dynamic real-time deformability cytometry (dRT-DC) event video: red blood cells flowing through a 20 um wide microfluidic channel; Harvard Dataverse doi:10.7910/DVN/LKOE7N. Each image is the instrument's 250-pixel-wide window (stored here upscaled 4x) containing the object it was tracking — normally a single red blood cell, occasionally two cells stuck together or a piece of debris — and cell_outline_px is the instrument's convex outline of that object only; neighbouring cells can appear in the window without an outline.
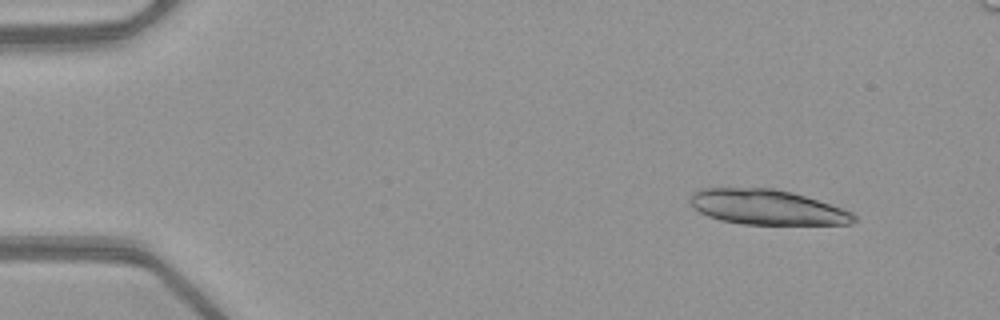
{"species": "common noctule bat (a hibernating species)", "species_latin": "Nyctalus noctula", "temperature_condition": "warm", "stored_images_in_passage": 38, "camera_frame_rate_fps": 3000, "um_per_image_px": 0.085, "animal": {"sex": "female", "body_mass_g": 21.9}, "frame": {"image": 1, "passage_image": 5, "time_ms": 1.333, "image_size_px": [1000, 320], "cell_outline_px": [[856, 220], [852, 224], [740, 224], [720, 220], [708, 216], [700, 212], [688, 200], [692, 192], [700, 188], [772, 188], [792, 192], [852, 212], [856, 216]], "centroid_in_image_um": [65.15, 17.61], "position_along_channel_um": 19.8, "area_um2": 33.23}}
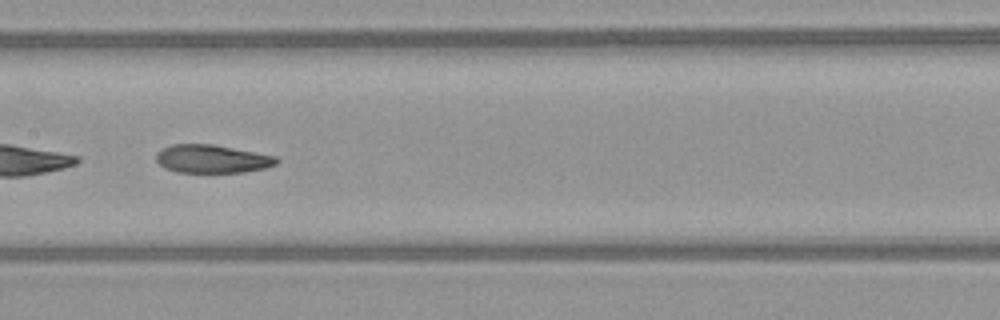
{"frame": {"image": 2, "passage_image": 26, "time_ms": 8.333, "image_size_px": [1000, 320], "cell_outline_px": [[280, 160], [276, 164], [264, 168], [244, 172], [176, 172], [164, 168], [156, 160], [156, 152], [172, 144], [212, 144], [276, 156]], "centroid_in_image_um": [18.01, 13.5], "position_along_channel_um": 189.4, "area_um2": 19.71}}
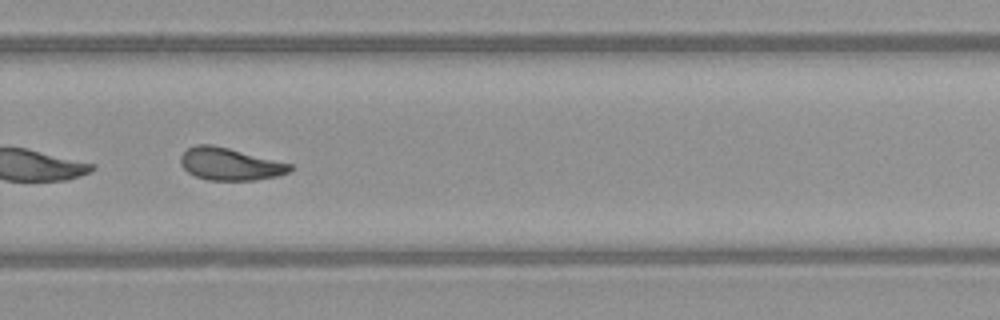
{"frame": {"image": 3, "passage_image": 35, "time_ms": 11.333, "image_size_px": [1000, 320], "cell_outline_px": [[292, 168], [288, 172], [276, 176], [256, 180], [208, 180], [196, 176], [188, 172], [180, 164], [180, 156], [188, 148], [196, 144], [212, 144], [292, 164]], "centroid_in_image_um": [19.51, 13.94], "position_along_channel_um": 310.3, "area_um2": 20.46}}